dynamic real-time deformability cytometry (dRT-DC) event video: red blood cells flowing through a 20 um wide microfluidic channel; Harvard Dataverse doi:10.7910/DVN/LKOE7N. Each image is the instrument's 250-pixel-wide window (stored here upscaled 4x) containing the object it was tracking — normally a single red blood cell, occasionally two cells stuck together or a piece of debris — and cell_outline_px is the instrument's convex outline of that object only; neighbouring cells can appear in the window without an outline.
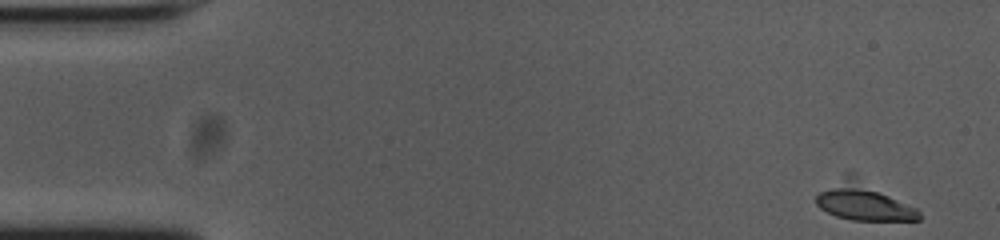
{"species": "common noctule bat (a hibernating species)", "species_latin": "Nyctalus noctula", "temperature_condition": "cold", "stored_images_in_passage": 54, "camera_frame_rate_fps": 3000, "um_per_image_px": 0.085, "animal": {"sex": "female", "body_mass_g": 23.0, "forearm_length_mm": 53.4}, "frame": {"image": 1, "passage_image": 1, "time_ms": 0.0, "image_size_px": [1000, 240], "cell_outline_px": [[920, 220], [852, 220], [836, 216], [820, 208], [816, 204], [816, 196], [820, 192], [844, 172], [852, 172], [916, 208], [920, 212]], "centroid_in_image_um": [73.36, 17.08], "position_along_channel_um": 11.6, "area_um2": 22.72}}
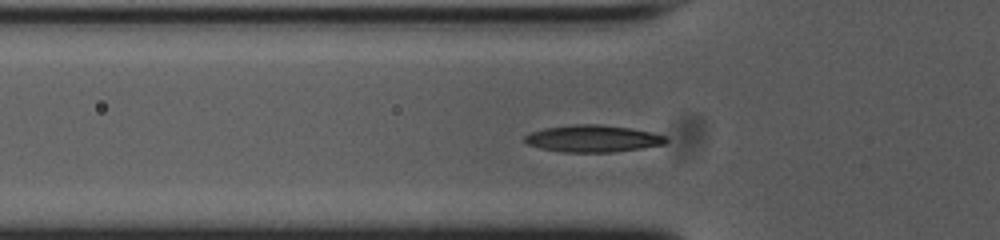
{"frame": {"image": 2, "passage_image": 16, "time_ms": 5.0, "image_size_px": [1000, 240], "cell_outline_px": [[668, 140], [664, 144], [640, 148], [612, 152], [560, 152], [540, 148], [528, 144], [524, 140], [524, 136], [532, 132], [544, 128], [576, 124], [600, 124], [632, 128], [656, 132], [668, 136]], "centroid_in_image_um": [50.44, 11.77], "position_along_channel_um": 75.4, "area_um2": 22.37}}